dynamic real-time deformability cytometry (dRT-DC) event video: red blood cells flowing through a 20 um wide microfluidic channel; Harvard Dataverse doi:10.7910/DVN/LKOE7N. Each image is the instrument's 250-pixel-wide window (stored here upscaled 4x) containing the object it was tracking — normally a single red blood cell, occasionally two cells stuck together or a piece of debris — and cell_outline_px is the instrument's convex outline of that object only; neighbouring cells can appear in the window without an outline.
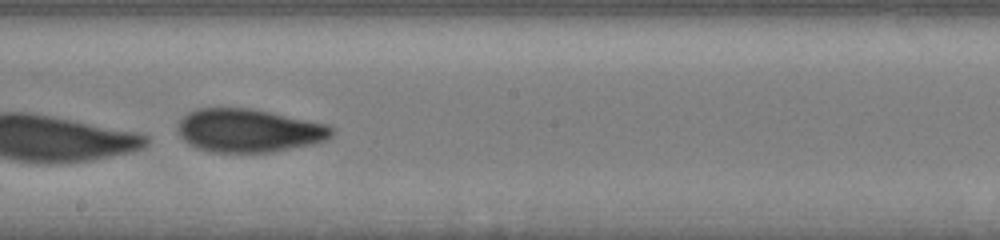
{"species": "human", "species_latin": "Homo sapiens", "temperature_condition": "cold", "stored_images_in_passage": 15, "camera_frame_rate_fps": 3000, "um_per_image_px": 0.085, "donor": {"sex": "male"}, "frame": {"image": 1, "passage_image": 9, "time_ms": 6.0, "image_size_px": [1000, 240], "cell_outline_px": [[336, 132], [332, 136], [324, 140], [312, 144], [272, 152], [212, 152], [196, 148], [188, 144], [176, 132], [180, 120], [188, 112], [196, 108], [252, 108], [272, 112], [328, 124], [336, 128]], "centroid_in_image_um": [21.16, 11.09], "position_along_channel_um": 227.0, "area_um2": 39.25}, "authors_computed_cell_mechanics": {"area_um2": 44.7372, "velocity_mm_per_s": 3.8162, "shape_relaxation_time_tau1_ms": 0.9001, "shape_relaxation_time_tau2_ms": 0.9679, "deformation_change_tau1": 0.2577, "deformation_change_tau2": 0.093}}